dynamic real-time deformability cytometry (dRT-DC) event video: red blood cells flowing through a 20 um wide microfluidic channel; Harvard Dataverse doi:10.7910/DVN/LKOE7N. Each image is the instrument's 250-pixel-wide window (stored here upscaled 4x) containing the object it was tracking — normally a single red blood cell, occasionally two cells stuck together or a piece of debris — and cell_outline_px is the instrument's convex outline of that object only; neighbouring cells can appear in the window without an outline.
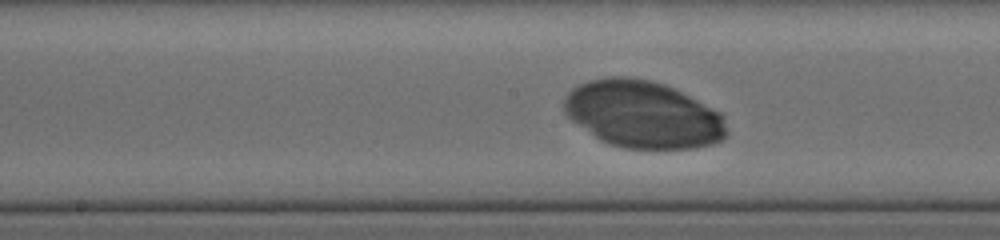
{"species": "human", "species_latin": "Homo sapiens", "temperature_condition": "cold", "stored_images_in_passage": 30, "camera_frame_rate_fps": 3000, "um_per_image_px": 0.085, "donor": {"sex": "female"}, "frame": {"image": 1, "passage_image": 8, "time_ms": 3.333, "image_size_px": [1000, 240], "cell_outline_px": [[728, 136], [724, 140], [712, 144], [696, 148], [624, 148], [608, 144], [600, 140], [572, 120], [564, 112], [564, 96], [572, 88], [588, 80], [608, 76], [628, 76], [648, 80], [664, 84], [720, 112], [724, 116], [728, 128]], "centroid_in_image_um": [54.66, 9.73], "position_along_channel_um": 193.5, "area_um2": 63.75}}
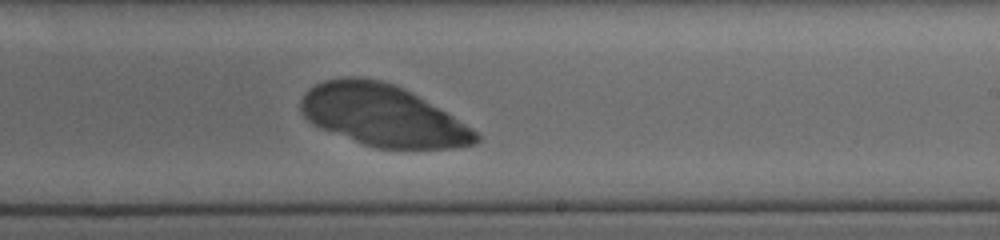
{"frame": {"image": 2, "passage_image": 11, "time_ms": 5.0, "image_size_px": [1000, 240], "cell_outline_px": [[480, 140], [476, 144], [460, 148], [376, 148], [364, 144], [320, 128], [312, 124], [304, 116], [300, 108], [300, 100], [304, 92], [308, 88], [324, 80], [344, 76], [360, 76], [380, 80], [396, 84], [412, 92], [472, 128], [480, 136]], "centroid_in_image_um": [32.51, 9.8], "position_along_channel_um": 256.5, "area_um2": 62.77}}